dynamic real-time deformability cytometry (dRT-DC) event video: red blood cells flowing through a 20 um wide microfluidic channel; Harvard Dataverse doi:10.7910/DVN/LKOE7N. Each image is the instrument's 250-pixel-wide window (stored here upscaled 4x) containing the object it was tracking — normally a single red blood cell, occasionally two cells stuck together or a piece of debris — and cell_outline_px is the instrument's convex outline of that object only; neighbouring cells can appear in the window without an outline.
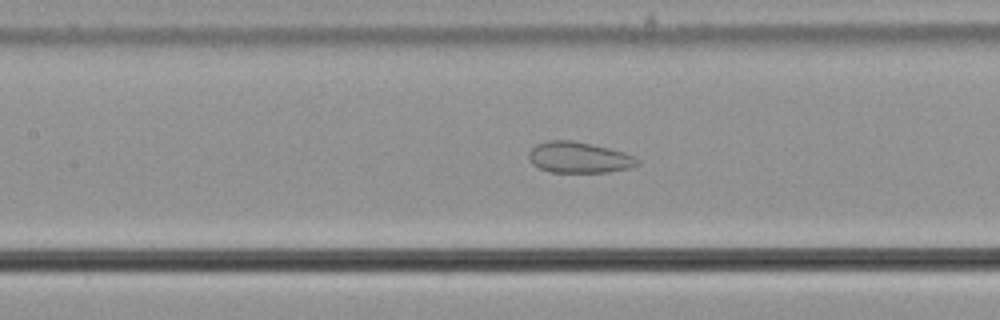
{"species": "common noctule bat (a hibernating species)", "species_latin": "Nyctalus noctula", "temperature_condition": "cold", "stored_images_in_passage": 39, "camera_frame_rate_fps": 3000, "um_per_image_px": 0.085, "animal": {"sex": "male", "body_mass_g": 21.5, "forearm_length_mm": 52.0}, "frame": {"image": 1, "passage_image": 16, "time_ms": 5.0, "image_size_px": [1000, 320], "cell_outline_px": [[640, 164], [628, 168], [608, 172], [548, 172], [532, 164], [528, 160], [528, 152], [536, 144], [548, 140], [572, 140], [592, 144], [624, 152], [640, 160]], "centroid_in_image_um": [49.18, 13.38], "position_along_channel_um": 158.2, "area_um2": 19.71}}
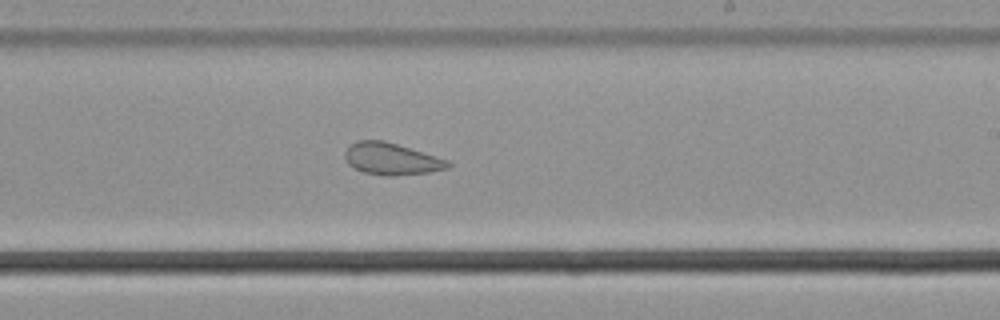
{"frame": {"image": 2, "passage_image": 24, "time_ms": 7.667, "image_size_px": [1000, 320], "cell_outline_px": [[452, 164], [448, 168], [428, 172], [396, 176], [384, 176], [364, 172], [348, 164], [344, 156], [344, 152], [356, 140], [384, 140], [448, 160]], "centroid_in_image_um": [33.26, 13.51], "position_along_channel_um": 255.7, "area_um2": 19.02}}
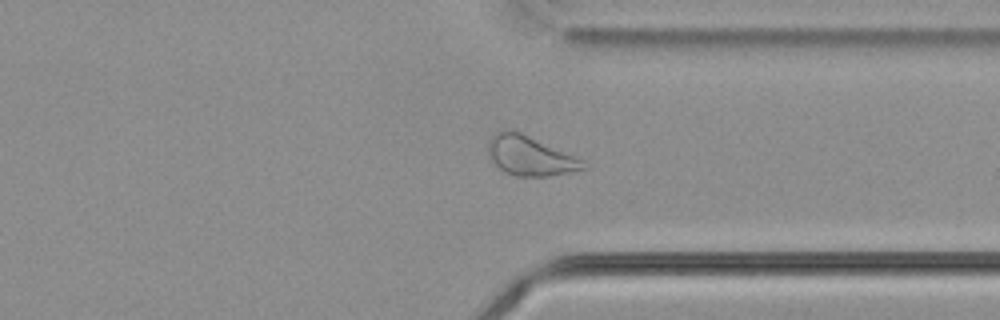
{"frame": {"image": 3, "passage_image": 33, "time_ms": 10.667, "image_size_px": [1000, 320], "cell_outline_px": [[588, 168], [572, 172], [548, 176], [516, 176], [504, 172], [492, 160], [488, 148], [488, 140], [500, 128], [512, 128], [584, 160]], "centroid_in_image_um": [45.05, 13.22], "position_along_channel_um": 366.3, "area_um2": 22.08}}